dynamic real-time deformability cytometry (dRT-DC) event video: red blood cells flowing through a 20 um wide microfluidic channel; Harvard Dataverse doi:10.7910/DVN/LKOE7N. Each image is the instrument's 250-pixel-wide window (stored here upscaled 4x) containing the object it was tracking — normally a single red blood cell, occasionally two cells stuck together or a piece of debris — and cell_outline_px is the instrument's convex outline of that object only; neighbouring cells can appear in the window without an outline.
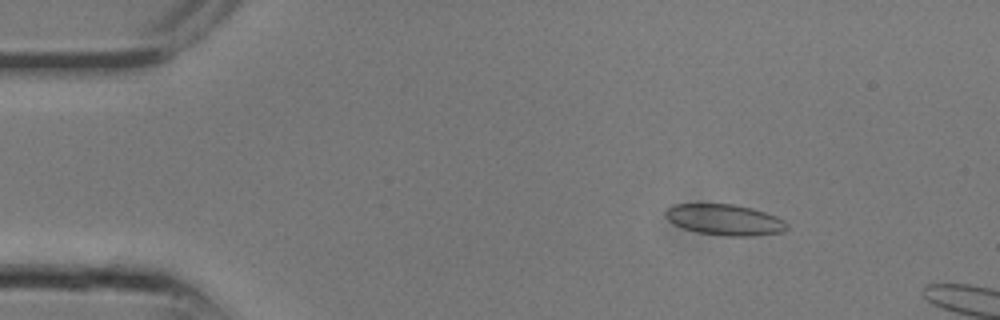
{"species": "common noctule bat (a hibernating species)", "species_latin": "Nyctalus noctula", "temperature_condition": "room temperature", "stored_images_in_passage": 8, "camera_frame_rate_fps": 3000, "um_per_image_px": 0.085, "animal": {"sex": "male", "body_mass_g": 13.3}, "frame": {"image": 1, "passage_image": 4, "time_ms": 1.0, "image_size_px": [1000, 320], "cell_outline_px": [[788, 228], [784, 232], [752, 236], [728, 236], [696, 232], [684, 228], [668, 220], [664, 216], [664, 212], [672, 204], [732, 204], [752, 208], [776, 216], [784, 220], [788, 224]], "centroid_in_image_um": [61.61, 18.68], "position_along_channel_um": 23.4, "area_um2": 21.91}}